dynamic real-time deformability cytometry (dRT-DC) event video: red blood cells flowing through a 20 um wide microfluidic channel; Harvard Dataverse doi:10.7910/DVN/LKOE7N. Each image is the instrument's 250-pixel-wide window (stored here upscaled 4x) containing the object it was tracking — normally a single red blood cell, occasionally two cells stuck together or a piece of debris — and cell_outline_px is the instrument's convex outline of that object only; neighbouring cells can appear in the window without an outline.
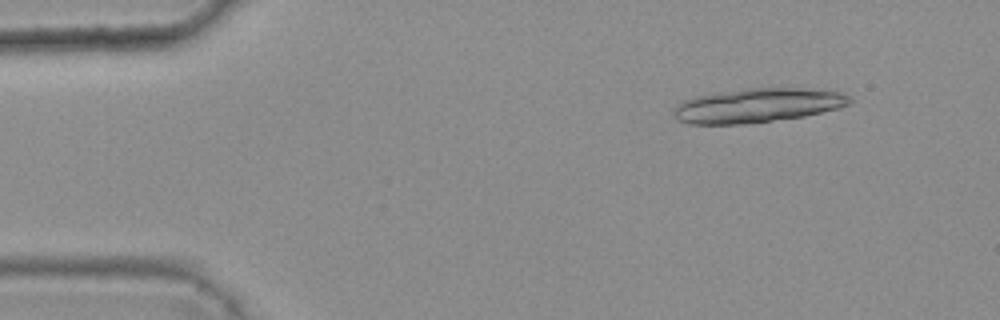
{"species": "common noctule bat (a hibernating species)", "species_latin": "Nyctalus noctula", "temperature_condition": "warm", "stored_images_in_passage": 6, "segment_of_instrument_passage": [1, 2], "camera_frame_rate_fps": 3000, "um_per_image_px": 0.085, "animal": {"sex": "female", "body_mass_g": 25.1}, "frame": {"image": 1, "passage_image": 2, "time_ms": 0.333, "image_size_px": [1000, 320], "cell_outline_px": [[852, 100], [848, 104], [840, 108], [804, 116], [744, 124], [688, 124], [676, 120], [672, 116], [672, 112], [676, 104], [684, 100], [696, 96], [716, 92], [744, 88], [804, 88], [840, 92], [848, 96]], "centroid_in_image_um": [64.32, 8.96], "position_along_channel_um": 20.7, "area_um2": 35.26}}